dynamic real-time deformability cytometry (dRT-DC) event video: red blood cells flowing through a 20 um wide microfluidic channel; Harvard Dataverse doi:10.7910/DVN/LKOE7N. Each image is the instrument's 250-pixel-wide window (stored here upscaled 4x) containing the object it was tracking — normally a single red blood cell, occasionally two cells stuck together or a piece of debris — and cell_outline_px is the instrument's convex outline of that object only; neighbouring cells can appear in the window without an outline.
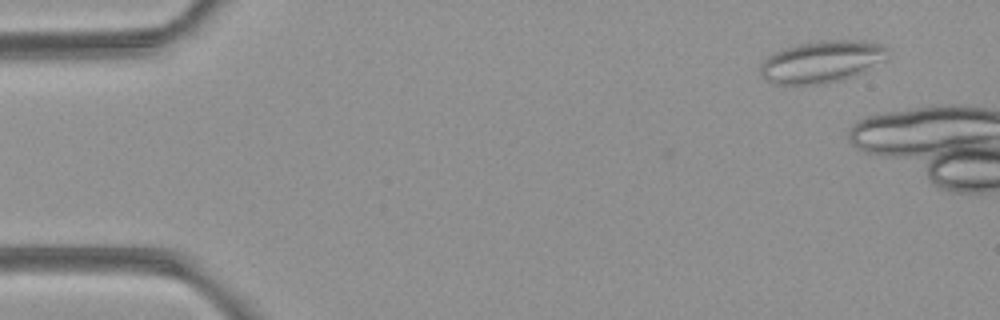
{"species": "common noctule bat (a hibernating species)", "species_latin": "Nyctalus noctula", "temperature_condition": "room temperature", "stored_images_in_passage": 2, "camera_frame_rate_fps": 3000, "um_per_image_px": 0.085, "animal": {"sex": "female", "body_mass_g": 21.9}, "frame": {"image": 1, "passage_image": 1, "time_ms": 0.0, "image_size_px": [1000, 320], "cell_outline_px": [[888, 60], [856, 76], [844, 80], [824, 84], [772, 84], [764, 80], [760, 76], [760, 64], [768, 56], [776, 52], [800, 44], [832, 40], [864, 40], [880, 44], [888, 48]], "centroid_in_image_um": [69.91, 5.27], "position_along_channel_um": 15.1, "area_um2": 31.5}}